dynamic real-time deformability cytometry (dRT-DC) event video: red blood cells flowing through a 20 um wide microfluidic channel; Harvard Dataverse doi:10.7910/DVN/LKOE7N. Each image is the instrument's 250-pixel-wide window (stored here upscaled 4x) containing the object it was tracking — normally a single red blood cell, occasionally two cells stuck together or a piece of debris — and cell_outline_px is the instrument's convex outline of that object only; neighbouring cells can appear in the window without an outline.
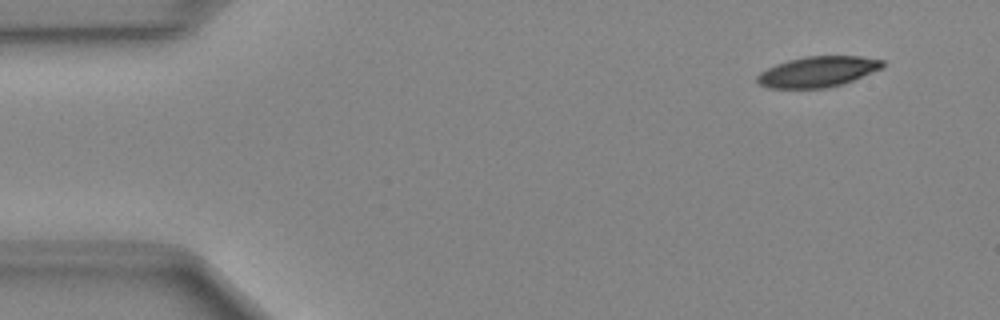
{"species": "Egyptian fruit bat (a non-hibernating species)", "species_latin": "Rousettus aegyptiacus", "temperature_condition": "cold", "stored_images_in_passage": 49, "camera_frame_rate_fps": 3000, "um_per_image_px": 0.085, "animal": {"sex": "female"}, "frame": {"image": 1, "passage_image": 4, "time_ms": 1.0, "image_size_px": [1000, 320], "cell_outline_px": [[884, 68], [844, 84], [828, 88], [768, 88], [760, 84], [756, 80], [756, 76], [760, 72], [776, 64], [788, 60], [808, 56], [860, 56], [884, 60]], "centroid_in_image_um": [69.54, 6.1], "position_along_channel_um": 15.5, "area_um2": 22.54}}
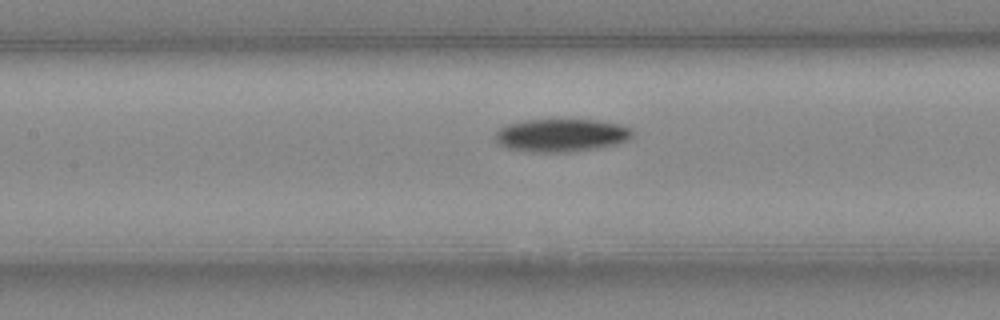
{"frame": {"image": 2, "passage_image": 22, "time_ms": 7.0, "image_size_px": [1000, 320], "cell_outline_px": [[632, 136], [628, 140], [616, 144], [596, 148], [572, 152], [532, 152], [504, 148], [496, 140], [496, 132], [500, 128], [508, 124], [524, 120], [600, 120], [620, 124], [632, 128]], "centroid_in_image_um": [47.72, 11.5], "position_along_channel_um": 159.7, "area_um2": 26.41}}
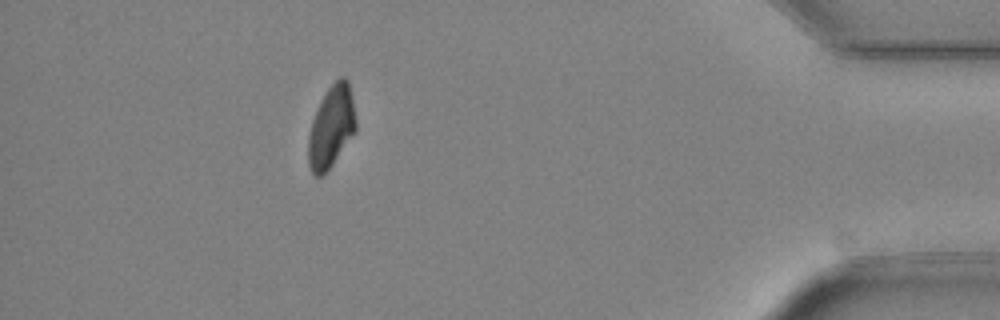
{"frame": {"image": 3, "passage_image": 44, "time_ms": 14.333, "image_size_px": [1000, 320], "cell_outline_px": [[356, 128], [324, 176], [316, 176], [312, 172], [308, 164], [308, 136], [312, 120], [320, 100], [328, 88], [340, 76], [344, 76], [348, 80], [352, 96], [356, 120]], "centroid_in_image_um": [28.14, 10.76], "position_along_channel_um": 407.1, "area_um2": 22.48}}